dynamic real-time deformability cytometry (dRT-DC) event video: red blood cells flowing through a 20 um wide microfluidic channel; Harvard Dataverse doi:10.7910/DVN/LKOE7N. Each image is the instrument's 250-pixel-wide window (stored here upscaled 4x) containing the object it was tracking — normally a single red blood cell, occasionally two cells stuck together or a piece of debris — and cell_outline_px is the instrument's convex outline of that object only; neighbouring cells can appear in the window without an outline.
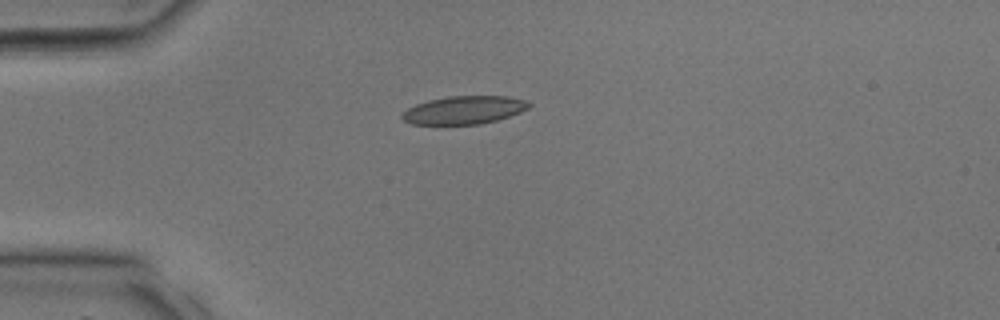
{"species": "common noctule bat (a hibernating species)", "species_latin": "Nyctalus noctula", "temperature_condition": "room temperature", "stored_images_in_passage": 26, "camera_frame_rate_fps": 3000, "um_per_image_px": 0.085, "animal": {"sex": "male", "body_mass_g": 17.9, "forearm_length_mm": 54.2}, "frame": {"image": 1, "passage_image": 1, "time_ms": 0.0, "image_size_px": [1000, 320], "cell_outline_px": [[532, 104], [528, 108], [520, 112], [496, 120], [480, 124], [412, 124], [404, 120], [400, 116], [408, 108], [416, 104], [428, 100], [448, 96], [508, 96], [524, 100]], "centroid_in_image_um": [39.44, 9.34], "position_along_channel_um": 45.6, "area_um2": 20.58}}
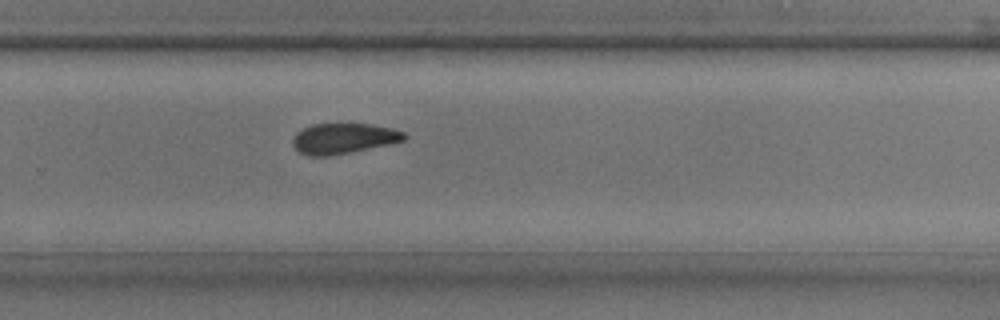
{"frame": {"image": 2, "passage_image": 15, "time_ms": 4.667, "image_size_px": [1000, 320], "cell_outline_px": [[408, 136], [404, 140], [392, 144], [328, 156], [308, 156], [300, 152], [292, 144], [292, 140], [296, 132], [312, 124], [372, 124], [392, 128], [404, 132]], "centroid_in_image_um": [29.22, 11.77], "position_along_channel_um": 300.6, "area_um2": 19.83}}
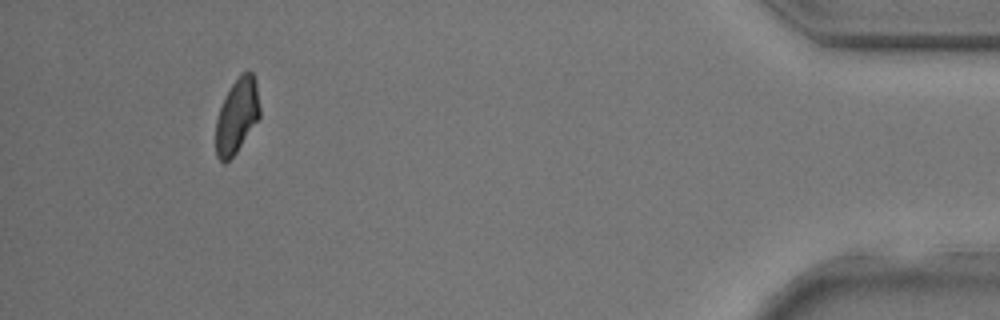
{"frame": {"image": 3, "passage_image": 24, "time_ms": 7.667, "image_size_px": [1000, 320], "cell_outline_px": [[260, 116], [236, 152], [224, 164], [216, 156], [216, 120], [220, 108], [232, 84], [244, 72], [252, 72], [256, 80], [260, 108]], "centroid_in_image_um": [20.14, 9.86], "position_along_channel_um": 415.1, "area_um2": 18.73}}